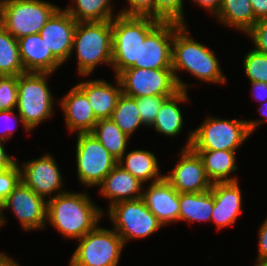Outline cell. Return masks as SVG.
Instances as JSON below:
<instances>
[{"mask_svg":"<svg viewBox=\"0 0 267 266\" xmlns=\"http://www.w3.org/2000/svg\"><path fill=\"white\" fill-rule=\"evenodd\" d=\"M6 142L0 140V170L10 169L17 163V158L7 154L5 150Z\"/></svg>","mask_w":267,"mask_h":266,"instance_id":"obj_42","label":"cell"},{"mask_svg":"<svg viewBox=\"0 0 267 266\" xmlns=\"http://www.w3.org/2000/svg\"><path fill=\"white\" fill-rule=\"evenodd\" d=\"M201 158L206 174L212 183L239 181L236 173V152L226 150H193ZM231 175V176H230Z\"/></svg>","mask_w":267,"mask_h":266,"instance_id":"obj_25","label":"cell"},{"mask_svg":"<svg viewBox=\"0 0 267 266\" xmlns=\"http://www.w3.org/2000/svg\"><path fill=\"white\" fill-rule=\"evenodd\" d=\"M179 160L164 178L178 193H201L210 190L212 182L208 178L203 162L191 148L181 149Z\"/></svg>","mask_w":267,"mask_h":266,"instance_id":"obj_14","label":"cell"},{"mask_svg":"<svg viewBox=\"0 0 267 266\" xmlns=\"http://www.w3.org/2000/svg\"><path fill=\"white\" fill-rule=\"evenodd\" d=\"M250 83L253 99L258 100L259 104L267 101V83L258 81Z\"/></svg>","mask_w":267,"mask_h":266,"instance_id":"obj_41","label":"cell"},{"mask_svg":"<svg viewBox=\"0 0 267 266\" xmlns=\"http://www.w3.org/2000/svg\"><path fill=\"white\" fill-rule=\"evenodd\" d=\"M50 75L52 73L25 72L17 76L16 110L30 131L54 115L55 98L47 79Z\"/></svg>","mask_w":267,"mask_h":266,"instance_id":"obj_5","label":"cell"},{"mask_svg":"<svg viewBox=\"0 0 267 266\" xmlns=\"http://www.w3.org/2000/svg\"><path fill=\"white\" fill-rule=\"evenodd\" d=\"M75 52L77 71L89 76L97 65L112 63V20L78 22L71 55Z\"/></svg>","mask_w":267,"mask_h":266,"instance_id":"obj_3","label":"cell"},{"mask_svg":"<svg viewBox=\"0 0 267 266\" xmlns=\"http://www.w3.org/2000/svg\"><path fill=\"white\" fill-rule=\"evenodd\" d=\"M77 241L79 244L69 266H119L125 245L113 228H103L98 224Z\"/></svg>","mask_w":267,"mask_h":266,"instance_id":"obj_8","label":"cell"},{"mask_svg":"<svg viewBox=\"0 0 267 266\" xmlns=\"http://www.w3.org/2000/svg\"><path fill=\"white\" fill-rule=\"evenodd\" d=\"M256 20L267 19V0H250Z\"/></svg>","mask_w":267,"mask_h":266,"instance_id":"obj_45","label":"cell"},{"mask_svg":"<svg viewBox=\"0 0 267 266\" xmlns=\"http://www.w3.org/2000/svg\"><path fill=\"white\" fill-rule=\"evenodd\" d=\"M25 72L17 39L0 24V76H18Z\"/></svg>","mask_w":267,"mask_h":266,"instance_id":"obj_30","label":"cell"},{"mask_svg":"<svg viewBox=\"0 0 267 266\" xmlns=\"http://www.w3.org/2000/svg\"><path fill=\"white\" fill-rule=\"evenodd\" d=\"M0 266H21L18 261L10 257L6 252H0Z\"/></svg>","mask_w":267,"mask_h":266,"instance_id":"obj_46","label":"cell"},{"mask_svg":"<svg viewBox=\"0 0 267 266\" xmlns=\"http://www.w3.org/2000/svg\"><path fill=\"white\" fill-rule=\"evenodd\" d=\"M59 8L44 0H2L0 24L19 39L39 33Z\"/></svg>","mask_w":267,"mask_h":266,"instance_id":"obj_7","label":"cell"},{"mask_svg":"<svg viewBox=\"0 0 267 266\" xmlns=\"http://www.w3.org/2000/svg\"><path fill=\"white\" fill-rule=\"evenodd\" d=\"M58 106L64 114L68 132L88 133L94 130L98 122L86 94L77 86H72L70 91L59 99Z\"/></svg>","mask_w":267,"mask_h":266,"instance_id":"obj_18","label":"cell"},{"mask_svg":"<svg viewBox=\"0 0 267 266\" xmlns=\"http://www.w3.org/2000/svg\"><path fill=\"white\" fill-rule=\"evenodd\" d=\"M114 123L130 138L141 126L146 127L138 112L136 99L121 94L118 99L117 106L115 107L110 117Z\"/></svg>","mask_w":267,"mask_h":266,"instance_id":"obj_31","label":"cell"},{"mask_svg":"<svg viewBox=\"0 0 267 266\" xmlns=\"http://www.w3.org/2000/svg\"><path fill=\"white\" fill-rule=\"evenodd\" d=\"M210 190L214 195L211 222L218 231L228 226H234L243 212V198L239 181L215 182Z\"/></svg>","mask_w":267,"mask_h":266,"instance_id":"obj_17","label":"cell"},{"mask_svg":"<svg viewBox=\"0 0 267 266\" xmlns=\"http://www.w3.org/2000/svg\"><path fill=\"white\" fill-rule=\"evenodd\" d=\"M245 35L251 38L254 50L267 54V19L258 20Z\"/></svg>","mask_w":267,"mask_h":266,"instance_id":"obj_39","label":"cell"},{"mask_svg":"<svg viewBox=\"0 0 267 266\" xmlns=\"http://www.w3.org/2000/svg\"><path fill=\"white\" fill-rule=\"evenodd\" d=\"M169 96L172 95H155L135 98L141 120L147 128L153 124L160 106Z\"/></svg>","mask_w":267,"mask_h":266,"instance_id":"obj_34","label":"cell"},{"mask_svg":"<svg viewBox=\"0 0 267 266\" xmlns=\"http://www.w3.org/2000/svg\"><path fill=\"white\" fill-rule=\"evenodd\" d=\"M161 22L149 16L118 15L112 19V63L117 76L139 63L140 45Z\"/></svg>","mask_w":267,"mask_h":266,"instance_id":"obj_4","label":"cell"},{"mask_svg":"<svg viewBox=\"0 0 267 266\" xmlns=\"http://www.w3.org/2000/svg\"><path fill=\"white\" fill-rule=\"evenodd\" d=\"M139 179L132 176L118 164L106 175L98 186L100 195L109 201L108 207L122 200L142 198L143 186Z\"/></svg>","mask_w":267,"mask_h":266,"instance_id":"obj_22","label":"cell"},{"mask_svg":"<svg viewBox=\"0 0 267 266\" xmlns=\"http://www.w3.org/2000/svg\"><path fill=\"white\" fill-rule=\"evenodd\" d=\"M77 23L64 8L60 7L39 32L48 49L62 64L71 57Z\"/></svg>","mask_w":267,"mask_h":266,"instance_id":"obj_16","label":"cell"},{"mask_svg":"<svg viewBox=\"0 0 267 266\" xmlns=\"http://www.w3.org/2000/svg\"><path fill=\"white\" fill-rule=\"evenodd\" d=\"M15 109L7 110V111H0V140L7 142L9 138H12L14 136V131L17 122L22 124L23 129H25V132H30V130L25 126V123L23 122V119L17 113L15 115ZM18 118V119H17Z\"/></svg>","mask_w":267,"mask_h":266,"instance_id":"obj_37","label":"cell"},{"mask_svg":"<svg viewBox=\"0 0 267 266\" xmlns=\"http://www.w3.org/2000/svg\"><path fill=\"white\" fill-rule=\"evenodd\" d=\"M17 101V76H0V111L16 109Z\"/></svg>","mask_w":267,"mask_h":266,"instance_id":"obj_35","label":"cell"},{"mask_svg":"<svg viewBox=\"0 0 267 266\" xmlns=\"http://www.w3.org/2000/svg\"><path fill=\"white\" fill-rule=\"evenodd\" d=\"M259 226L257 258H267V218Z\"/></svg>","mask_w":267,"mask_h":266,"instance_id":"obj_40","label":"cell"},{"mask_svg":"<svg viewBox=\"0 0 267 266\" xmlns=\"http://www.w3.org/2000/svg\"><path fill=\"white\" fill-rule=\"evenodd\" d=\"M243 58V68L249 82L267 83V54L252 49Z\"/></svg>","mask_w":267,"mask_h":266,"instance_id":"obj_33","label":"cell"},{"mask_svg":"<svg viewBox=\"0 0 267 266\" xmlns=\"http://www.w3.org/2000/svg\"><path fill=\"white\" fill-rule=\"evenodd\" d=\"M117 78L123 94L132 98L174 95L180 90L172 69L130 67L121 71Z\"/></svg>","mask_w":267,"mask_h":266,"instance_id":"obj_11","label":"cell"},{"mask_svg":"<svg viewBox=\"0 0 267 266\" xmlns=\"http://www.w3.org/2000/svg\"><path fill=\"white\" fill-rule=\"evenodd\" d=\"M187 133L183 149L192 150L236 151L251 136L245 119H223L210 115L196 129Z\"/></svg>","mask_w":267,"mask_h":266,"instance_id":"obj_6","label":"cell"},{"mask_svg":"<svg viewBox=\"0 0 267 266\" xmlns=\"http://www.w3.org/2000/svg\"><path fill=\"white\" fill-rule=\"evenodd\" d=\"M76 135L77 179L86 187H98L117 165L118 160L107 151L92 132Z\"/></svg>","mask_w":267,"mask_h":266,"instance_id":"obj_10","label":"cell"},{"mask_svg":"<svg viewBox=\"0 0 267 266\" xmlns=\"http://www.w3.org/2000/svg\"><path fill=\"white\" fill-rule=\"evenodd\" d=\"M124 7L119 15L125 16H149L154 19L155 0H126Z\"/></svg>","mask_w":267,"mask_h":266,"instance_id":"obj_38","label":"cell"},{"mask_svg":"<svg viewBox=\"0 0 267 266\" xmlns=\"http://www.w3.org/2000/svg\"><path fill=\"white\" fill-rule=\"evenodd\" d=\"M114 77V84L104 79H88L76 84L86 94L97 120L111 117L123 93L117 76Z\"/></svg>","mask_w":267,"mask_h":266,"instance_id":"obj_21","label":"cell"},{"mask_svg":"<svg viewBox=\"0 0 267 266\" xmlns=\"http://www.w3.org/2000/svg\"><path fill=\"white\" fill-rule=\"evenodd\" d=\"M257 111L260 113L261 117L263 116V119H249L246 120L247 121V128L248 131L250 132V134L252 135V133L254 134V131L256 129H258V126H260V124H262L263 122H265L267 120V101L261 103L259 105V108L257 109Z\"/></svg>","mask_w":267,"mask_h":266,"instance_id":"obj_43","label":"cell"},{"mask_svg":"<svg viewBox=\"0 0 267 266\" xmlns=\"http://www.w3.org/2000/svg\"><path fill=\"white\" fill-rule=\"evenodd\" d=\"M20 170L21 181L46 201L67 191L62 189L64 187L63 174L54 156L49 152L39 158L23 162Z\"/></svg>","mask_w":267,"mask_h":266,"instance_id":"obj_13","label":"cell"},{"mask_svg":"<svg viewBox=\"0 0 267 266\" xmlns=\"http://www.w3.org/2000/svg\"><path fill=\"white\" fill-rule=\"evenodd\" d=\"M142 199L163 226L179 220V193L165 178L143 188Z\"/></svg>","mask_w":267,"mask_h":266,"instance_id":"obj_19","label":"cell"},{"mask_svg":"<svg viewBox=\"0 0 267 266\" xmlns=\"http://www.w3.org/2000/svg\"><path fill=\"white\" fill-rule=\"evenodd\" d=\"M87 192L65 191L47 201V223L62 238L79 240L93 230L105 213Z\"/></svg>","mask_w":267,"mask_h":266,"instance_id":"obj_1","label":"cell"},{"mask_svg":"<svg viewBox=\"0 0 267 266\" xmlns=\"http://www.w3.org/2000/svg\"><path fill=\"white\" fill-rule=\"evenodd\" d=\"M20 162L10 169L0 170V203H2L21 181Z\"/></svg>","mask_w":267,"mask_h":266,"instance_id":"obj_36","label":"cell"},{"mask_svg":"<svg viewBox=\"0 0 267 266\" xmlns=\"http://www.w3.org/2000/svg\"><path fill=\"white\" fill-rule=\"evenodd\" d=\"M107 215L125 246L133 239H145L164 227L142 198L116 202L108 207Z\"/></svg>","mask_w":267,"mask_h":266,"instance_id":"obj_9","label":"cell"},{"mask_svg":"<svg viewBox=\"0 0 267 266\" xmlns=\"http://www.w3.org/2000/svg\"><path fill=\"white\" fill-rule=\"evenodd\" d=\"M189 101L188 93L180 89L174 95L167 97L156 115L153 124L150 126L159 134L167 137L179 136L184 127V116L179 104Z\"/></svg>","mask_w":267,"mask_h":266,"instance_id":"obj_23","label":"cell"},{"mask_svg":"<svg viewBox=\"0 0 267 266\" xmlns=\"http://www.w3.org/2000/svg\"><path fill=\"white\" fill-rule=\"evenodd\" d=\"M254 266H267V258H256Z\"/></svg>","mask_w":267,"mask_h":266,"instance_id":"obj_47","label":"cell"},{"mask_svg":"<svg viewBox=\"0 0 267 266\" xmlns=\"http://www.w3.org/2000/svg\"><path fill=\"white\" fill-rule=\"evenodd\" d=\"M11 210L25 231L46 228L47 201L37 195L22 181L14 188L10 195L0 203L1 227L6 224L4 210Z\"/></svg>","mask_w":267,"mask_h":266,"instance_id":"obj_12","label":"cell"},{"mask_svg":"<svg viewBox=\"0 0 267 266\" xmlns=\"http://www.w3.org/2000/svg\"><path fill=\"white\" fill-rule=\"evenodd\" d=\"M92 133L117 160L127 151L131 139L111 118L98 120Z\"/></svg>","mask_w":267,"mask_h":266,"instance_id":"obj_29","label":"cell"},{"mask_svg":"<svg viewBox=\"0 0 267 266\" xmlns=\"http://www.w3.org/2000/svg\"><path fill=\"white\" fill-rule=\"evenodd\" d=\"M193 1L194 4H196L197 6L205 8V11L207 10V12H211L210 14H212L213 16H215L221 6L222 0H190Z\"/></svg>","mask_w":267,"mask_h":266,"instance_id":"obj_44","label":"cell"},{"mask_svg":"<svg viewBox=\"0 0 267 266\" xmlns=\"http://www.w3.org/2000/svg\"><path fill=\"white\" fill-rule=\"evenodd\" d=\"M158 163L156 154L142 149L125 152L117 161L119 166L142 183L146 182L145 184H148L147 181L155 183L164 178V175L160 174L161 171Z\"/></svg>","mask_w":267,"mask_h":266,"instance_id":"obj_24","label":"cell"},{"mask_svg":"<svg viewBox=\"0 0 267 266\" xmlns=\"http://www.w3.org/2000/svg\"><path fill=\"white\" fill-rule=\"evenodd\" d=\"M189 31L187 24L181 25L173 37L172 70L179 89L188 92L189 87V84L179 77L180 71H187L204 83L226 84L227 79L215 51L193 39Z\"/></svg>","mask_w":267,"mask_h":266,"instance_id":"obj_2","label":"cell"},{"mask_svg":"<svg viewBox=\"0 0 267 266\" xmlns=\"http://www.w3.org/2000/svg\"><path fill=\"white\" fill-rule=\"evenodd\" d=\"M179 221L187 223L210 222L214 207L211 190L201 193H179Z\"/></svg>","mask_w":267,"mask_h":266,"instance_id":"obj_27","label":"cell"},{"mask_svg":"<svg viewBox=\"0 0 267 266\" xmlns=\"http://www.w3.org/2000/svg\"><path fill=\"white\" fill-rule=\"evenodd\" d=\"M180 24L161 22L140 45L139 63L134 68L172 69V43Z\"/></svg>","mask_w":267,"mask_h":266,"instance_id":"obj_15","label":"cell"},{"mask_svg":"<svg viewBox=\"0 0 267 266\" xmlns=\"http://www.w3.org/2000/svg\"><path fill=\"white\" fill-rule=\"evenodd\" d=\"M71 3L64 9L77 22L106 21L119 15L113 10L112 0H72Z\"/></svg>","mask_w":267,"mask_h":266,"instance_id":"obj_28","label":"cell"},{"mask_svg":"<svg viewBox=\"0 0 267 266\" xmlns=\"http://www.w3.org/2000/svg\"><path fill=\"white\" fill-rule=\"evenodd\" d=\"M184 0H155L154 19L186 25Z\"/></svg>","mask_w":267,"mask_h":266,"instance_id":"obj_32","label":"cell"},{"mask_svg":"<svg viewBox=\"0 0 267 266\" xmlns=\"http://www.w3.org/2000/svg\"><path fill=\"white\" fill-rule=\"evenodd\" d=\"M220 24L246 34L257 22L250 0H222L214 16Z\"/></svg>","mask_w":267,"mask_h":266,"instance_id":"obj_26","label":"cell"},{"mask_svg":"<svg viewBox=\"0 0 267 266\" xmlns=\"http://www.w3.org/2000/svg\"><path fill=\"white\" fill-rule=\"evenodd\" d=\"M20 59L26 72L53 73L63 64L48 49L39 33L17 39Z\"/></svg>","mask_w":267,"mask_h":266,"instance_id":"obj_20","label":"cell"}]
</instances>
